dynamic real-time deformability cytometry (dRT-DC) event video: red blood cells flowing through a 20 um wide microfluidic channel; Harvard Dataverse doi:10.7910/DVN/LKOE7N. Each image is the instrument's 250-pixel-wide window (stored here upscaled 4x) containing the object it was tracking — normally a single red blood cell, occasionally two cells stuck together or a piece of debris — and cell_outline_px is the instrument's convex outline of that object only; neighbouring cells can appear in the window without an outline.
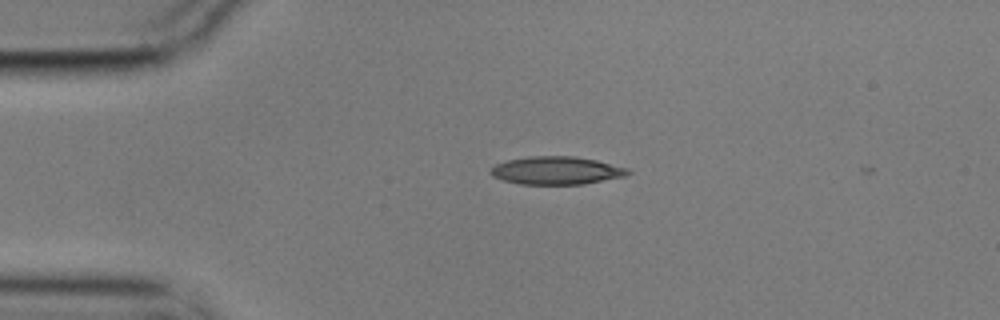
{"species": "common noctule bat (a hibernating species)", "species_latin": "Nyctalus noctula", "temperature_condition": "cold", "stored_images_in_passage": 42, "camera_frame_rate_fps": 3000, "um_per_image_px": 0.085, "animal": {"sex": "male", "body_mass_g": 17.9}, "frame": {"image": 1, "passage_image": 1, "time_ms": 0.0, "image_size_px": [1000, 320], "cell_outline_px": [[632, 172], [624, 176], [584, 184], [520, 184], [504, 180], [492, 176], [488, 172], [496, 164], [508, 160], [528, 156], [576, 156], [596, 160], [628, 168]], "centroid_in_image_um": [47.29, 14.49], "position_along_channel_um": 37.7, "area_um2": 22.31}}
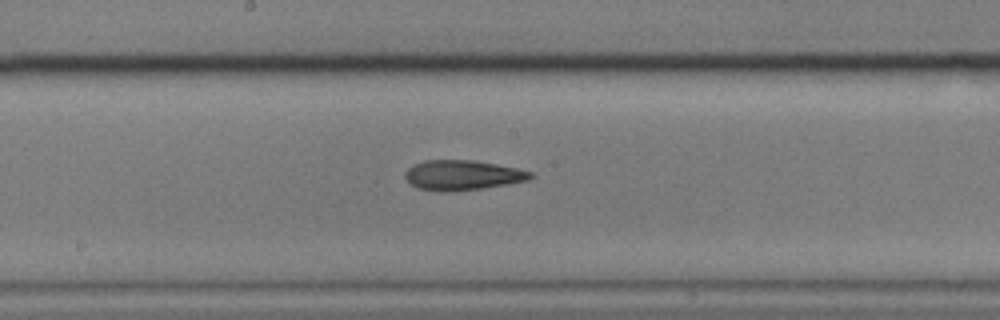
{"frame": {"image": 2, "passage_image": 18, "time_ms": 5.667, "image_size_px": [1000, 320], "cell_outline_px": [[536, 176], [528, 180], [508, 184], [480, 188], [444, 192], [436, 192], [416, 188], [408, 184], [404, 176], [404, 172], [412, 164], [424, 160], [472, 160], [496, 164], [516, 168], [532, 172]], "centroid_in_image_um": [39.25, 14.89], "position_along_channel_um": 209.0, "area_um2": 22.14}}
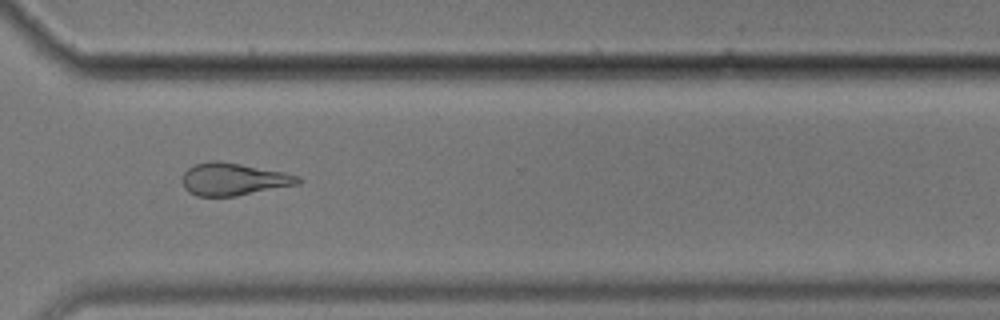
{"frame": {"image": 3, "passage_image": 30, "time_ms": 9.667, "image_size_px": [1000, 320], "cell_outline_px": [[304, 180], [300, 184], [236, 196], [196, 196], [188, 192], [184, 188], [180, 180], [184, 172], [188, 168], [196, 164], [208, 160], [220, 160], [284, 172], [300, 176]], "centroid_in_image_um": [19.84, 15.23], "position_along_channel_um": 350.8, "area_um2": 22.25}}